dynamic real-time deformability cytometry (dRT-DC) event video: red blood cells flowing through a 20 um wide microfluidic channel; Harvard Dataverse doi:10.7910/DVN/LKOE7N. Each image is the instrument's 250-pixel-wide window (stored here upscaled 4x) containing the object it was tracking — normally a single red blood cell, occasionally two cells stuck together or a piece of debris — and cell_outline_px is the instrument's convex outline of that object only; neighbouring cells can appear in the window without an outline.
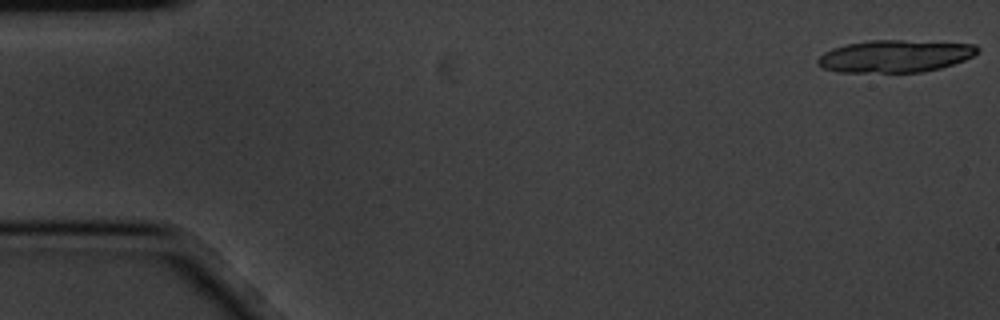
{"species": "common noctule bat (a hibernating species)", "species_latin": "Nyctalus noctula", "temperature_condition": "cold", "stored_images_in_passage": 5, "camera_frame_rate_fps": 3000, "um_per_image_px": 0.085, "animal": {"sex": "male", "body_mass_g": 20.1, "forearm_length_mm": 53.5}, "frame": {"image": 1, "passage_image": 1, "time_ms": 0.0, "image_size_px": [1000, 320], "cell_outline_px": [[980, 52], [964, 60], [940, 68], [924, 72], [836, 72], [820, 68], [816, 64], [816, 60], [824, 52], [832, 48], [848, 44], [868, 40], [904, 40], [976, 44], [980, 48]], "centroid_in_image_um": [76.06, 4.77], "position_along_channel_um": 8.9, "area_um2": 30.35}}